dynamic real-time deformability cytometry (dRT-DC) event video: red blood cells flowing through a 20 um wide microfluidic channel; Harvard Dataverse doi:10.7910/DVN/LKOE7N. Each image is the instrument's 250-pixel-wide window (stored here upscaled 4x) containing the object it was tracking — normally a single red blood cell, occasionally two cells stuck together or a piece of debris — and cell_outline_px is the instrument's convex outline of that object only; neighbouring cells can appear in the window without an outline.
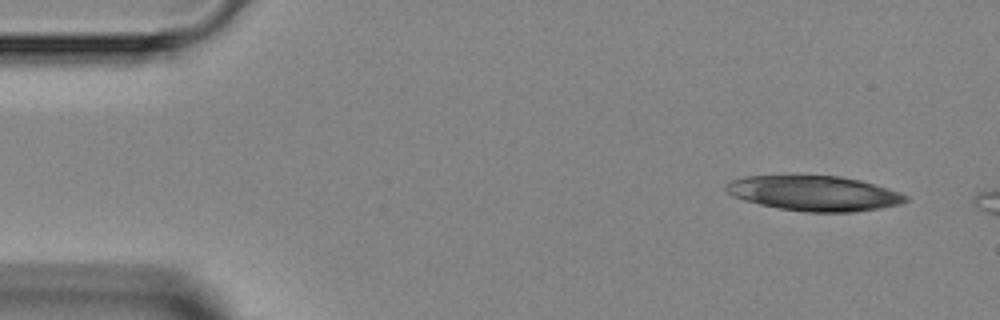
{"species": "Egyptian fruit bat (a non-hibernating species)", "species_latin": "Rousettus aegyptiacus", "temperature_condition": "room temperature", "stored_images_in_passage": 3, "camera_frame_rate_fps": 3000, "um_per_image_px": 0.085, "animal": {"sex": "female"}, "frame": {"image": 1, "passage_image": 1, "time_ms": 0.0, "image_size_px": [1000, 320], "cell_outline_px": [[908, 200], [900, 204], [880, 208], [852, 212], [804, 212], [780, 208], [760, 204], [744, 200], [732, 196], [724, 188], [724, 184], [732, 180], [744, 176], [840, 176], [860, 180], [900, 192], [908, 196]], "centroid_in_image_um": [69.2, 16.43], "position_along_channel_um": 15.8, "area_um2": 36.53}}